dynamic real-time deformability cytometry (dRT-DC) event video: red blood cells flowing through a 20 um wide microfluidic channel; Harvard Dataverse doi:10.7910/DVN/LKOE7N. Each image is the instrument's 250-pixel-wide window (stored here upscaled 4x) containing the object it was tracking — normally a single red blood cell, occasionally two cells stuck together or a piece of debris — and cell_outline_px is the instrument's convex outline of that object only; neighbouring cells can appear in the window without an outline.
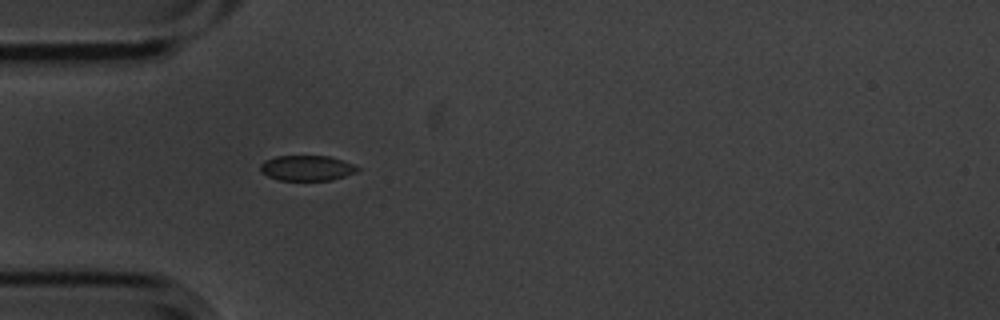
{"species": "common noctule bat (a hibernating species)", "species_latin": "Nyctalus noctula", "temperature_condition": "cold", "stored_images_in_passage": 1, "camera_frame_rate_fps": 3000, "um_per_image_px": 0.085, "animal": {"sex": "male", "body_mass_g": 20.1, "forearm_length_mm": 53.5}, "frame": {"image": 1, "passage_image": 1, "time_ms": 0.0, "image_size_px": [1000, 320], "cell_outline_px": [[360, 168], [356, 172], [332, 180], [280, 180], [268, 176], [260, 172], [260, 164], [264, 160], [276, 156], [328, 156], [352, 164]], "centroid_in_image_um": [26.04, 14.28], "position_along_channel_um": 59.0, "area_um2": 14.22}}